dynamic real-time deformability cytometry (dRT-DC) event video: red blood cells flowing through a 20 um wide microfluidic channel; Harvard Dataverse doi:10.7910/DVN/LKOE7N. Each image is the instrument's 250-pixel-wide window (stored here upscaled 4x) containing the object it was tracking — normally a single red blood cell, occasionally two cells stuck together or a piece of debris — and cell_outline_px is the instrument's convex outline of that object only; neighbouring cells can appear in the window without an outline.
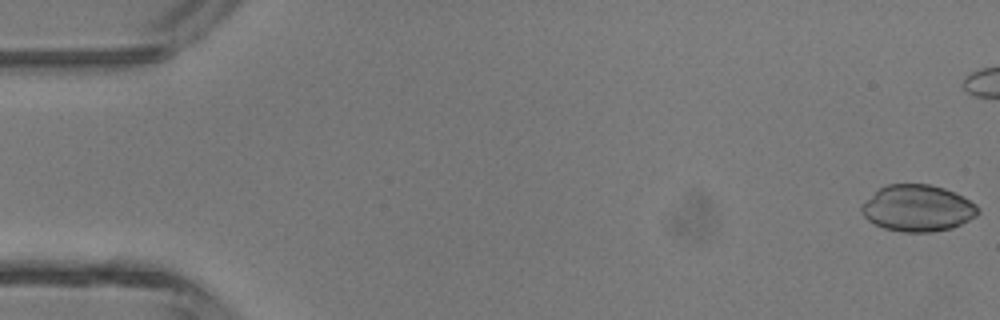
{"species": "common noctule bat (a hibernating species)", "species_latin": "Nyctalus noctula", "temperature_condition": "room temperature", "stored_images_in_passage": 2, "camera_frame_rate_fps": 3000, "um_per_image_px": 0.085, "animal": {"sex": "male", "body_mass_g": 13.3}, "frame": {"image": 1, "passage_image": 1, "time_ms": 0.0, "image_size_px": [1000, 320], "cell_outline_px": [[980, 212], [976, 216], [952, 228], [932, 232], [904, 232], [884, 228], [868, 220], [864, 216], [860, 208], [860, 204], [880, 188], [888, 184], [928, 184], [944, 188], [976, 204], [980, 208]], "centroid_in_image_um": [77.99, 17.7], "position_along_channel_um": 7.0, "area_um2": 31.39}}